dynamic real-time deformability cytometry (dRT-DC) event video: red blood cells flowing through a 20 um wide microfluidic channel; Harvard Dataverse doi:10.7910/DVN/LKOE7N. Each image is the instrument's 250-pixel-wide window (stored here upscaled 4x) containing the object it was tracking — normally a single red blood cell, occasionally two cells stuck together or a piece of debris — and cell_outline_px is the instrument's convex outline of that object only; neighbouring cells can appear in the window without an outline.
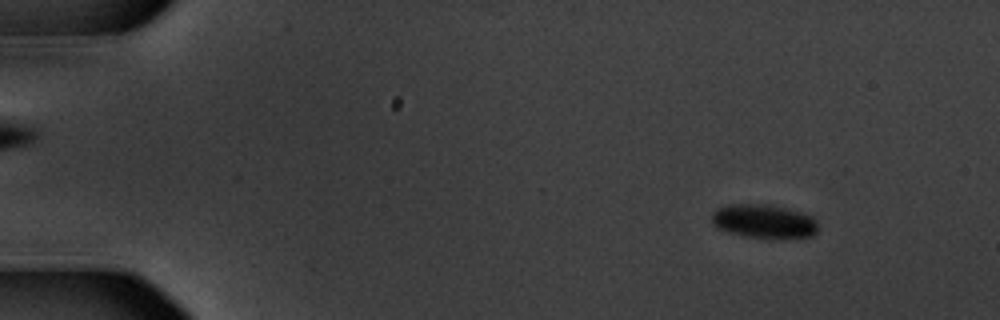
{"species": "common noctule bat (a hibernating species)", "species_latin": "Nyctalus noctula", "temperature_condition": "warm", "stored_images_in_passage": 58, "camera_frame_rate_fps": 3000, "um_per_image_px": 0.085, "animal": {"sex": "male", "body_mass_g": 20.1, "forearm_length_mm": 53.5}, "frame": {"image": 1, "passage_image": 7, "time_ms": 2.0, "image_size_px": [1000, 320], "cell_outline_px": [[816, 232], [812, 236], [744, 236], [728, 232], [716, 228], [712, 224], [712, 212], [716, 208], [732, 204], [772, 204], [788, 208], [812, 216], [816, 220]], "centroid_in_image_um": [64.87, 18.76], "position_along_channel_um": 20.1, "area_um2": 20.52}}
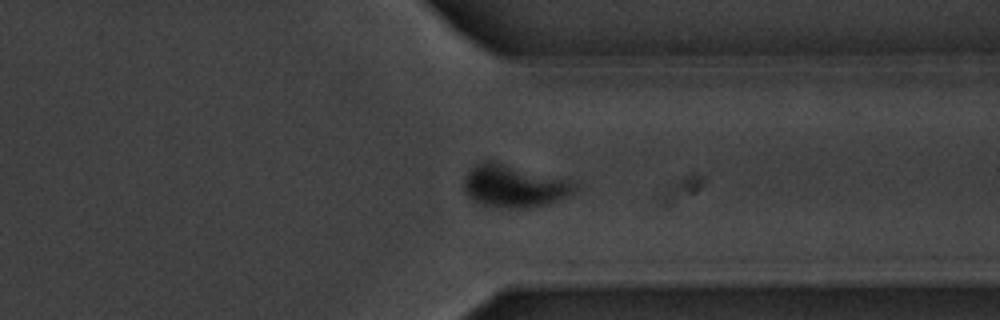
{"frame": {"image": 2, "passage_image": 45, "time_ms": 14.667, "image_size_px": [1000, 320], "cell_outline_px": [[580, 188], [548, 204], [528, 208], [504, 208], [484, 204], [472, 200], [464, 192], [464, 176], [476, 164], [484, 160], [492, 160], [568, 180], [576, 184]], "centroid_in_image_um": [43.65, 15.81], "position_along_channel_um": 367.8, "area_um2": 27.17}}
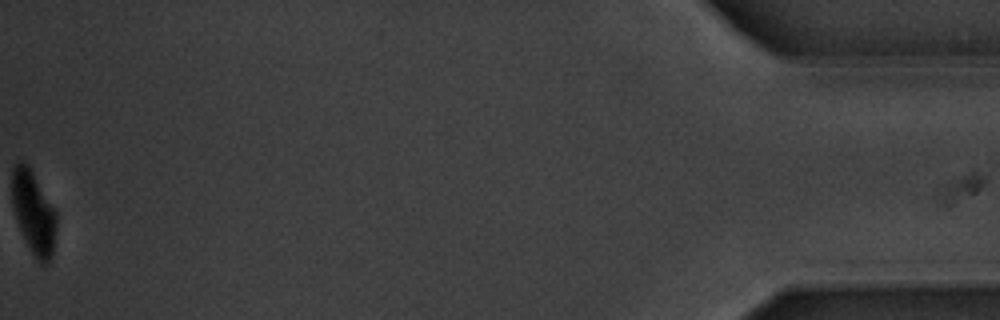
{"frame": {"image": 3, "passage_image": 58, "time_ms": 19.0, "image_size_px": [1000, 320], "cell_outline_px": [[56, 224], [52, 256], [48, 264], [40, 264], [36, 260], [28, 248], [16, 220], [12, 208], [12, 168], [16, 160], [24, 160], [28, 164], [56, 212]], "centroid_in_image_um": [2.82, 18.06], "position_along_channel_um": 432.4, "area_um2": 21.73}, "authors_computed_cell_mechanics": {"area_um2": 24.4783, "velocity_mm_per_s": 3.5819, "shape_relaxation_time_tau1_ms": 2.0255, "shape_relaxation_time_tau2_ms": null, "deformation_change_tau1": 0.1311, "deformation_change_tau2": null}}